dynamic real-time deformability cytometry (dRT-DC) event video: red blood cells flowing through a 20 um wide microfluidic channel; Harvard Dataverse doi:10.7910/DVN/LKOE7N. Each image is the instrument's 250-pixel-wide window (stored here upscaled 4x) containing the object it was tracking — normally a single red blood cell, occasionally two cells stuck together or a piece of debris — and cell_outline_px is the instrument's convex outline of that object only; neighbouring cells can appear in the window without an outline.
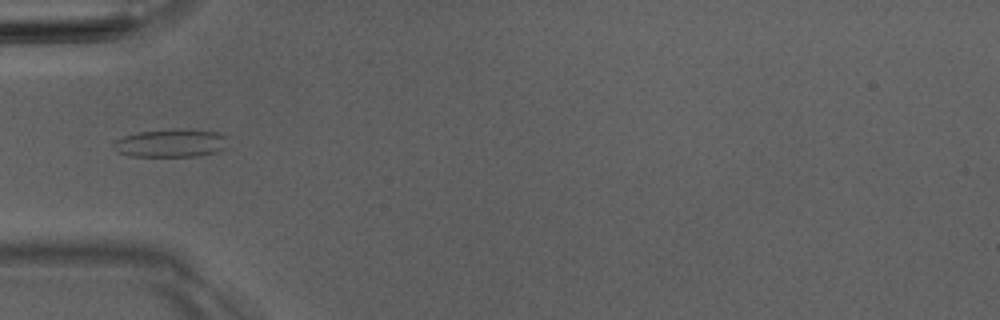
{"species": "Egyptian fruit bat (a non-hibernating species)", "species_latin": "Rousettus aegyptiacus", "temperature_condition": "room temperature", "stored_images_in_passage": 5, "camera_frame_rate_fps": 3000, "um_per_image_px": 0.085, "animal": {"sex": "male"}, "frame": {"image": 1, "passage_image": 5, "time_ms": 5.333, "image_size_px": [1000, 320], "cell_outline_px": [[228, 148], [216, 152], [196, 156], [132, 156], [116, 152], [112, 144], [116, 140], [124, 136], [136, 132], [176, 128], [184, 128], [216, 132], [228, 136]], "centroid_in_image_um": [14.57, 12.15], "position_along_channel_um": 70.4, "area_um2": 19.13}}